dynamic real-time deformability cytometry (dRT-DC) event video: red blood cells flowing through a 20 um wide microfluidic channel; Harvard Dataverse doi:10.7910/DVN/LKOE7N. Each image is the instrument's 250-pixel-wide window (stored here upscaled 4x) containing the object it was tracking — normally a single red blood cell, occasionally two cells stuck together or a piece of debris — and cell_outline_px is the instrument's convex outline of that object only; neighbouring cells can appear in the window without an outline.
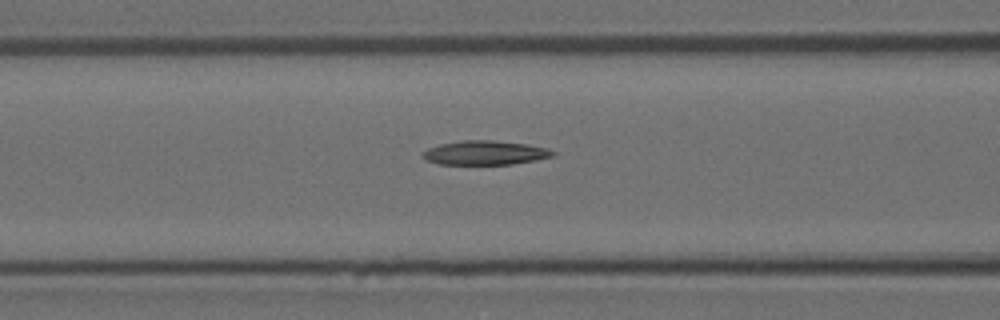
{"species": "Egyptian fruit bat (a non-hibernating species)", "species_latin": "Rousettus aegyptiacus", "temperature_condition": "room temperature", "stored_images_in_passage": 35, "camera_frame_rate_fps": 3000, "um_per_image_px": 0.085, "animal": {"sex": "female"}, "frame": {"image": 1, "passage_image": 14, "time_ms": 4.333, "image_size_px": [1000, 320], "cell_outline_px": [[556, 152], [552, 156], [512, 164], [440, 164], [428, 160], [424, 156], [424, 152], [428, 148], [440, 144], [464, 140], [492, 140], [528, 144], [544, 148]], "centroid_in_image_um": [41.22, 12.98], "position_along_channel_um": 125.4, "area_um2": 17.86}}
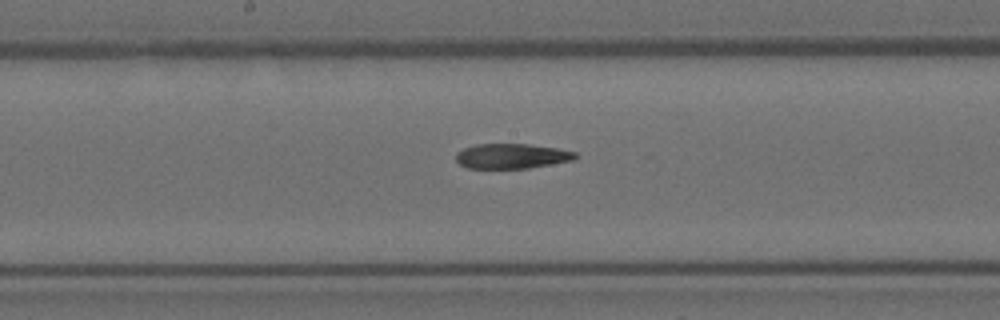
{"frame": {"image": 2, "passage_image": 20, "time_ms": 6.333, "image_size_px": [1000, 320], "cell_outline_px": [[576, 156], [572, 160], [528, 168], [468, 168], [460, 164], [456, 160], [456, 152], [464, 148], [476, 144], [528, 144], [556, 148], [576, 152]], "centroid_in_image_um": [43.45, 13.26], "position_along_channel_um": 204.7, "area_um2": 17.17}}
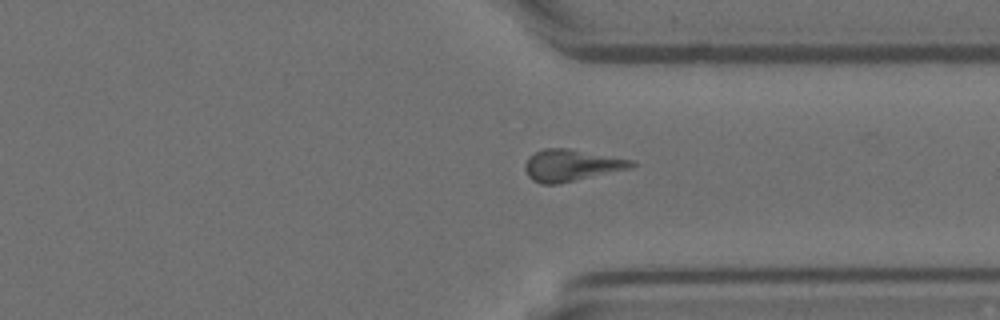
{"frame": {"image": 3, "passage_image": 32, "time_ms": 10.333, "image_size_px": [1000, 320], "cell_outline_px": [[636, 164], [628, 168], [556, 184], [540, 184], [532, 180], [528, 176], [524, 168], [524, 164], [528, 156], [544, 148], [568, 148], [636, 160]], "centroid_in_image_um": [48.52, 14.03], "position_along_channel_um": 362.9, "area_um2": 19.54}}